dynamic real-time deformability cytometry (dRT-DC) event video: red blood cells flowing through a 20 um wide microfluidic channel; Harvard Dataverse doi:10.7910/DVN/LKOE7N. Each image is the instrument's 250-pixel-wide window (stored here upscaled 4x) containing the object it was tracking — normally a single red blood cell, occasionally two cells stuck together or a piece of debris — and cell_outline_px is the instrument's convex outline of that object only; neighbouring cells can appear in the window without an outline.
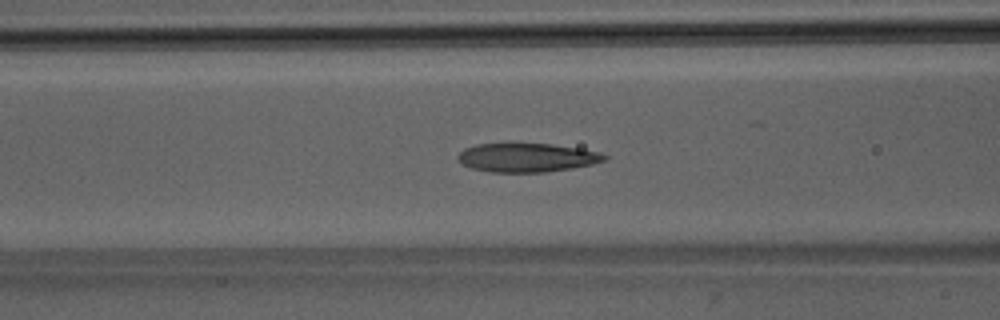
{"species": "Egyptian fruit bat (a non-hibernating species)", "species_latin": "Rousettus aegyptiacus", "temperature_condition": "room temperature", "stored_images_in_passage": 39, "camera_frame_rate_fps": 3000, "um_per_image_px": 0.085, "animal": {"sex": "male"}, "frame": {"image": 1, "passage_image": 12, "time_ms": 3.667, "image_size_px": [1000, 320], "cell_outline_px": [[608, 156], [604, 160], [592, 164], [572, 168], [544, 172], [488, 172], [472, 168], [464, 164], [456, 156], [464, 148], [476, 144], [552, 144], [580, 148], [600, 152]], "centroid_in_image_um": [44.79, 13.39], "position_along_channel_um": 121.8, "area_um2": 24.45}}
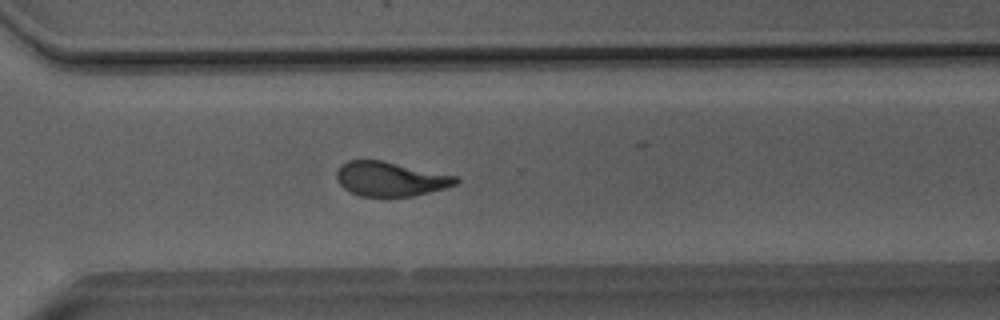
{"frame": {"image": 2, "passage_image": 28, "time_ms": 9.0, "image_size_px": [1000, 320], "cell_outline_px": [[460, 180], [456, 184], [444, 188], [412, 196], [360, 196], [344, 188], [336, 180], [336, 172], [340, 164], [348, 160], [380, 160], [460, 176]], "centroid_in_image_um": [33.18, 15.2], "position_along_channel_um": 337.4, "area_um2": 23.93}}
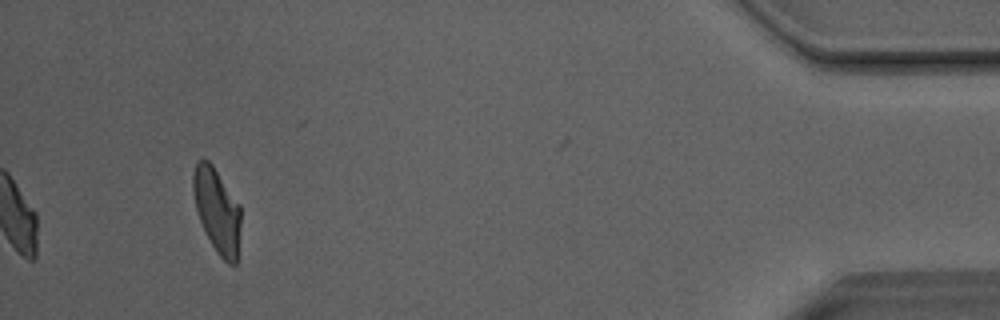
{"frame": {"image": 3, "passage_image": 39, "time_ms": 12.667, "image_size_px": [1000, 320], "cell_outline_px": [[240, 224], [236, 264], [228, 264], [216, 252], [200, 220], [196, 208], [192, 192], [192, 176], [196, 160], [208, 160], [212, 164], [240, 204]], "centroid_in_image_um": [18.44, 17.85], "position_along_channel_um": 416.8, "area_um2": 23.29}, "authors_computed_cell_mechanics": {"area_um2": 24.7384, "velocity_mm_per_s": 4.0502, "shape_relaxation_time_tau1_ms": 5.499, "shape_relaxation_time_tau2_ms": 1.5733, "deformation_change_tau1": 0.1835, "deformation_change_tau2": 0.0968}}